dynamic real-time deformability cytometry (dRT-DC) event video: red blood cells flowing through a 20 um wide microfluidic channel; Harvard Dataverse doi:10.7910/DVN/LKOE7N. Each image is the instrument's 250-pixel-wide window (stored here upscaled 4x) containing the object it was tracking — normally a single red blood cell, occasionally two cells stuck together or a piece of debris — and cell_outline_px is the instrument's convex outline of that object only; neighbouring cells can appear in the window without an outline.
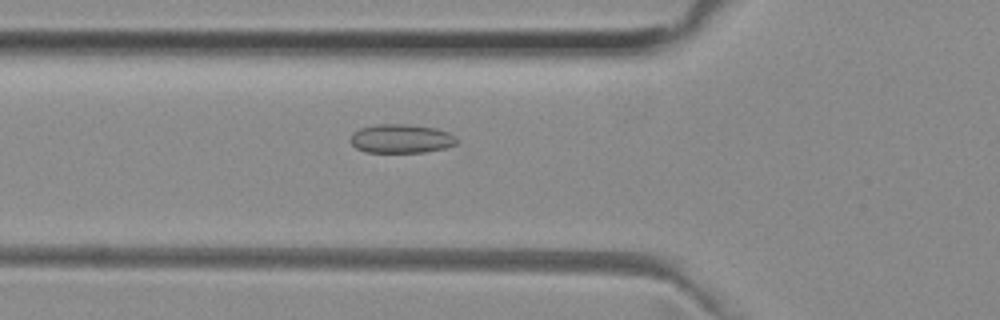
{"species": "common noctule bat (a hibernating species)", "species_latin": "Nyctalus noctula", "temperature_condition": "room temperature", "stored_images_in_passage": 50, "camera_frame_rate_fps": 3000, "um_per_image_px": 0.085, "animal": {"sex": "female", "body_mass_g": 29.2, "forearm_length_mm": 56.3}, "frame": {"image": 1, "passage_image": 18, "time_ms": 5.667, "image_size_px": [1000, 320], "cell_outline_px": [[456, 144], [444, 148], [424, 152], [364, 152], [356, 148], [352, 144], [352, 132], [360, 128], [376, 124], [408, 124], [436, 128], [448, 132], [456, 136]], "centroid_in_image_um": [34.1, 11.78], "position_along_channel_um": 91.7, "area_um2": 17.86}}
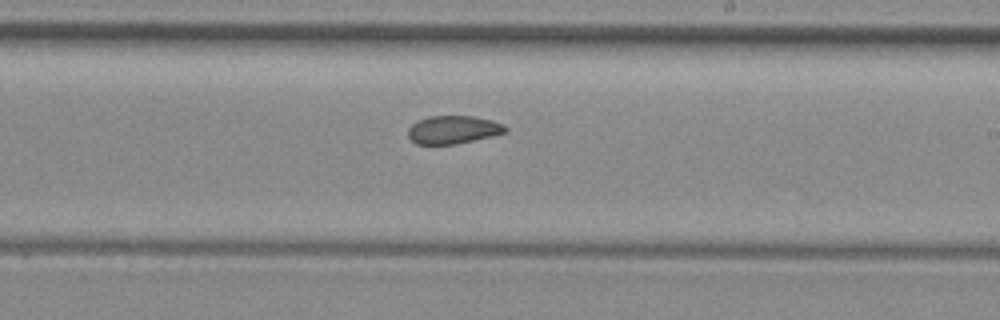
{"frame": {"image": 2, "passage_image": 30, "time_ms": 9.667, "image_size_px": [1000, 320], "cell_outline_px": [[508, 132], [492, 136], [456, 144], [416, 144], [408, 136], [408, 128], [416, 120], [428, 116], [472, 116], [492, 120], [504, 124], [508, 128]], "centroid_in_image_um": [38.53, 11.02], "position_along_channel_um": 250.5, "area_um2": 16.07}}
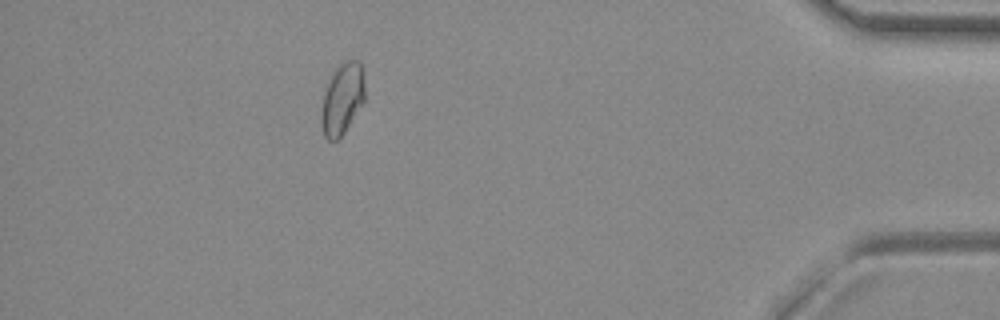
{"frame": {"image": 3, "passage_image": 46, "time_ms": 15.0, "image_size_px": [1000, 320], "cell_outline_px": [[364, 100], [344, 132], [336, 140], [328, 140], [324, 136], [320, 120], [320, 116], [324, 92], [332, 72], [340, 64], [348, 60], [360, 60], [364, 84]], "centroid_in_image_um": [29.07, 8.39], "position_along_channel_um": 406.1, "area_um2": 17.86}, "authors_computed_cell_mechanics": {"area_um2": 17.4267, "velocity_mm_per_s": 3.9698, "shape_relaxation_time_tau1_ms": null, "shape_relaxation_time_tau2_ms": 1.5104, "deformation_change_tau1": null, "deformation_change_tau2": 0.0538}}